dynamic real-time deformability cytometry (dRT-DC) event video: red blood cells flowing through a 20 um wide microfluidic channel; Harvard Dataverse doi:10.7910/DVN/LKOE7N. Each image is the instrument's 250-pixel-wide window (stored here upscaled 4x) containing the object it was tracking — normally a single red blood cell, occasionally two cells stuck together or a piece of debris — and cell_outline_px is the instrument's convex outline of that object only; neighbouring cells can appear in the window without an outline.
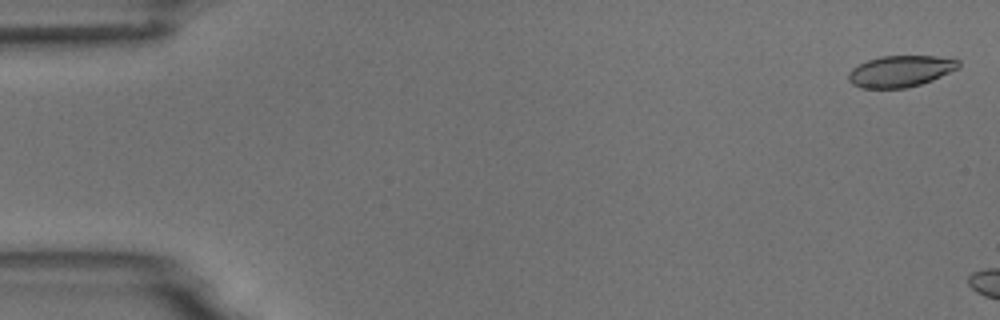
{"species": "common noctule bat (a hibernating species)", "species_latin": "Nyctalus noctula", "temperature_condition": "room temperature", "stored_images_in_passage": 3, "camera_frame_rate_fps": 3000, "um_per_image_px": 0.085, "animal": {"sex": "male", "body_mass_g": 18.8}, "frame": {"image": 1, "passage_image": 1, "time_ms": 0.0, "image_size_px": [1000, 320], "cell_outline_px": [[960, 68], [932, 80], [920, 84], [904, 88], [860, 88], [852, 84], [848, 80], [848, 72], [852, 68], [868, 60], [880, 56], [936, 56], [960, 60]], "centroid_in_image_um": [76.54, 6.05], "position_along_channel_um": 8.5, "area_um2": 20.17}}